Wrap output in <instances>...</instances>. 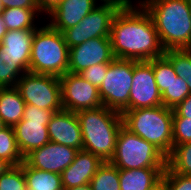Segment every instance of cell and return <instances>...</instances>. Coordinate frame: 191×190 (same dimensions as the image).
Instances as JSON below:
<instances>
[{"instance_id": "cell-30", "label": "cell", "mask_w": 191, "mask_h": 190, "mask_svg": "<svg viewBox=\"0 0 191 190\" xmlns=\"http://www.w3.org/2000/svg\"><path fill=\"white\" fill-rule=\"evenodd\" d=\"M19 73H22L19 75ZM25 73L14 60L0 57V88L16 87L17 81ZM17 77V78H16Z\"/></svg>"}, {"instance_id": "cell-31", "label": "cell", "mask_w": 191, "mask_h": 190, "mask_svg": "<svg viewBox=\"0 0 191 190\" xmlns=\"http://www.w3.org/2000/svg\"><path fill=\"white\" fill-rule=\"evenodd\" d=\"M161 190H191V176L170 171L163 172Z\"/></svg>"}, {"instance_id": "cell-7", "label": "cell", "mask_w": 191, "mask_h": 190, "mask_svg": "<svg viewBox=\"0 0 191 190\" xmlns=\"http://www.w3.org/2000/svg\"><path fill=\"white\" fill-rule=\"evenodd\" d=\"M134 73V60L114 58L99 87L102 105L123 113L129 110V97Z\"/></svg>"}, {"instance_id": "cell-24", "label": "cell", "mask_w": 191, "mask_h": 190, "mask_svg": "<svg viewBox=\"0 0 191 190\" xmlns=\"http://www.w3.org/2000/svg\"><path fill=\"white\" fill-rule=\"evenodd\" d=\"M90 185L92 190H120L119 169L109 161L103 162Z\"/></svg>"}, {"instance_id": "cell-26", "label": "cell", "mask_w": 191, "mask_h": 190, "mask_svg": "<svg viewBox=\"0 0 191 190\" xmlns=\"http://www.w3.org/2000/svg\"><path fill=\"white\" fill-rule=\"evenodd\" d=\"M164 56L171 62L175 73L185 79L191 94V49H170Z\"/></svg>"}, {"instance_id": "cell-29", "label": "cell", "mask_w": 191, "mask_h": 190, "mask_svg": "<svg viewBox=\"0 0 191 190\" xmlns=\"http://www.w3.org/2000/svg\"><path fill=\"white\" fill-rule=\"evenodd\" d=\"M0 190H27L23 167L11 166L0 175Z\"/></svg>"}, {"instance_id": "cell-33", "label": "cell", "mask_w": 191, "mask_h": 190, "mask_svg": "<svg viewBox=\"0 0 191 190\" xmlns=\"http://www.w3.org/2000/svg\"><path fill=\"white\" fill-rule=\"evenodd\" d=\"M110 63H101L97 65L90 66L87 69H84L79 74L87 80L92 85L96 86L98 89L101 86L104 77H106V73L108 70V65Z\"/></svg>"}, {"instance_id": "cell-18", "label": "cell", "mask_w": 191, "mask_h": 190, "mask_svg": "<svg viewBox=\"0 0 191 190\" xmlns=\"http://www.w3.org/2000/svg\"><path fill=\"white\" fill-rule=\"evenodd\" d=\"M96 0H61L51 12L52 21L49 25L61 33L80 23L83 18L96 7Z\"/></svg>"}, {"instance_id": "cell-14", "label": "cell", "mask_w": 191, "mask_h": 190, "mask_svg": "<svg viewBox=\"0 0 191 190\" xmlns=\"http://www.w3.org/2000/svg\"><path fill=\"white\" fill-rule=\"evenodd\" d=\"M78 151L70 146L48 142L27 154L24 162L38 170L61 174L73 162Z\"/></svg>"}, {"instance_id": "cell-3", "label": "cell", "mask_w": 191, "mask_h": 190, "mask_svg": "<svg viewBox=\"0 0 191 190\" xmlns=\"http://www.w3.org/2000/svg\"><path fill=\"white\" fill-rule=\"evenodd\" d=\"M76 115L82 132V149L104 162L110 161L115 152L118 132L123 126L122 114L102 105L81 110Z\"/></svg>"}, {"instance_id": "cell-19", "label": "cell", "mask_w": 191, "mask_h": 190, "mask_svg": "<svg viewBox=\"0 0 191 190\" xmlns=\"http://www.w3.org/2000/svg\"><path fill=\"white\" fill-rule=\"evenodd\" d=\"M165 168L119 170L120 190H161Z\"/></svg>"}, {"instance_id": "cell-27", "label": "cell", "mask_w": 191, "mask_h": 190, "mask_svg": "<svg viewBox=\"0 0 191 190\" xmlns=\"http://www.w3.org/2000/svg\"><path fill=\"white\" fill-rule=\"evenodd\" d=\"M190 95V90L185 79L177 74H172V80L168 88L161 94L162 103L167 108H175Z\"/></svg>"}, {"instance_id": "cell-37", "label": "cell", "mask_w": 191, "mask_h": 190, "mask_svg": "<svg viewBox=\"0 0 191 190\" xmlns=\"http://www.w3.org/2000/svg\"><path fill=\"white\" fill-rule=\"evenodd\" d=\"M6 33H7L6 24L0 15V43L2 41V38L6 35Z\"/></svg>"}, {"instance_id": "cell-21", "label": "cell", "mask_w": 191, "mask_h": 190, "mask_svg": "<svg viewBox=\"0 0 191 190\" xmlns=\"http://www.w3.org/2000/svg\"><path fill=\"white\" fill-rule=\"evenodd\" d=\"M23 167L27 190H63L61 175L47 172L28 166L25 162Z\"/></svg>"}, {"instance_id": "cell-34", "label": "cell", "mask_w": 191, "mask_h": 190, "mask_svg": "<svg viewBox=\"0 0 191 190\" xmlns=\"http://www.w3.org/2000/svg\"><path fill=\"white\" fill-rule=\"evenodd\" d=\"M173 117L191 118V94L173 108Z\"/></svg>"}, {"instance_id": "cell-23", "label": "cell", "mask_w": 191, "mask_h": 190, "mask_svg": "<svg viewBox=\"0 0 191 190\" xmlns=\"http://www.w3.org/2000/svg\"><path fill=\"white\" fill-rule=\"evenodd\" d=\"M0 159L7 161L11 166H18L24 162L13 127L5 126L0 130Z\"/></svg>"}, {"instance_id": "cell-25", "label": "cell", "mask_w": 191, "mask_h": 190, "mask_svg": "<svg viewBox=\"0 0 191 190\" xmlns=\"http://www.w3.org/2000/svg\"><path fill=\"white\" fill-rule=\"evenodd\" d=\"M167 168L172 172L191 176V142L173 146L167 157Z\"/></svg>"}, {"instance_id": "cell-20", "label": "cell", "mask_w": 191, "mask_h": 190, "mask_svg": "<svg viewBox=\"0 0 191 190\" xmlns=\"http://www.w3.org/2000/svg\"><path fill=\"white\" fill-rule=\"evenodd\" d=\"M25 105L16 87L0 88V118L5 126L14 127L23 119Z\"/></svg>"}, {"instance_id": "cell-11", "label": "cell", "mask_w": 191, "mask_h": 190, "mask_svg": "<svg viewBox=\"0 0 191 190\" xmlns=\"http://www.w3.org/2000/svg\"><path fill=\"white\" fill-rule=\"evenodd\" d=\"M60 82L63 110L77 113L102 106L99 89L80 74L66 72Z\"/></svg>"}, {"instance_id": "cell-39", "label": "cell", "mask_w": 191, "mask_h": 190, "mask_svg": "<svg viewBox=\"0 0 191 190\" xmlns=\"http://www.w3.org/2000/svg\"><path fill=\"white\" fill-rule=\"evenodd\" d=\"M63 190H92V187L90 183L82 185V186H77V187H71L68 189H63Z\"/></svg>"}, {"instance_id": "cell-28", "label": "cell", "mask_w": 191, "mask_h": 190, "mask_svg": "<svg viewBox=\"0 0 191 190\" xmlns=\"http://www.w3.org/2000/svg\"><path fill=\"white\" fill-rule=\"evenodd\" d=\"M153 66L154 77L160 93L162 94L176 74L171 62L163 55L148 61Z\"/></svg>"}, {"instance_id": "cell-1", "label": "cell", "mask_w": 191, "mask_h": 190, "mask_svg": "<svg viewBox=\"0 0 191 190\" xmlns=\"http://www.w3.org/2000/svg\"><path fill=\"white\" fill-rule=\"evenodd\" d=\"M129 0L115 14L110 30L112 52L115 58L149 61L164 55L158 32L149 12L132 7Z\"/></svg>"}, {"instance_id": "cell-38", "label": "cell", "mask_w": 191, "mask_h": 190, "mask_svg": "<svg viewBox=\"0 0 191 190\" xmlns=\"http://www.w3.org/2000/svg\"><path fill=\"white\" fill-rule=\"evenodd\" d=\"M10 167L11 165L7 161L0 159V175L6 172Z\"/></svg>"}, {"instance_id": "cell-22", "label": "cell", "mask_w": 191, "mask_h": 190, "mask_svg": "<svg viewBox=\"0 0 191 190\" xmlns=\"http://www.w3.org/2000/svg\"><path fill=\"white\" fill-rule=\"evenodd\" d=\"M38 11V8H4L1 17L6 24L7 31L37 29L32 21Z\"/></svg>"}, {"instance_id": "cell-4", "label": "cell", "mask_w": 191, "mask_h": 190, "mask_svg": "<svg viewBox=\"0 0 191 190\" xmlns=\"http://www.w3.org/2000/svg\"><path fill=\"white\" fill-rule=\"evenodd\" d=\"M123 126L157 147L166 157L173 149V109L164 105L126 110Z\"/></svg>"}, {"instance_id": "cell-40", "label": "cell", "mask_w": 191, "mask_h": 190, "mask_svg": "<svg viewBox=\"0 0 191 190\" xmlns=\"http://www.w3.org/2000/svg\"><path fill=\"white\" fill-rule=\"evenodd\" d=\"M104 2H128L129 0H101Z\"/></svg>"}, {"instance_id": "cell-8", "label": "cell", "mask_w": 191, "mask_h": 190, "mask_svg": "<svg viewBox=\"0 0 191 190\" xmlns=\"http://www.w3.org/2000/svg\"><path fill=\"white\" fill-rule=\"evenodd\" d=\"M16 88L26 104L55 113L63 110L59 77L26 72L17 81Z\"/></svg>"}, {"instance_id": "cell-5", "label": "cell", "mask_w": 191, "mask_h": 190, "mask_svg": "<svg viewBox=\"0 0 191 190\" xmlns=\"http://www.w3.org/2000/svg\"><path fill=\"white\" fill-rule=\"evenodd\" d=\"M69 68V47L63 34L49 24L35 29L32 40L29 72L63 76Z\"/></svg>"}, {"instance_id": "cell-16", "label": "cell", "mask_w": 191, "mask_h": 190, "mask_svg": "<svg viewBox=\"0 0 191 190\" xmlns=\"http://www.w3.org/2000/svg\"><path fill=\"white\" fill-rule=\"evenodd\" d=\"M35 29L7 31L0 43V57L14 60L25 73L29 72L32 40Z\"/></svg>"}, {"instance_id": "cell-41", "label": "cell", "mask_w": 191, "mask_h": 190, "mask_svg": "<svg viewBox=\"0 0 191 190\" xmlns=\"http://www.w3.org/2000/svg\"><path fill=\"white\" fill-rule=\"evenodd\" d=\"M3 10H4V6H3V4H2V2H1V0H0V15H1V13L3 12Z\"/></svg>"}, {"instance_id": "cell-13", "label": "cell", "mask_w": 191, "mask_h": 190, "mask_svg": "<svg viewBox=\"0 0 191 190\" xmlns=\"http://www.w3.org/2000/svg\"><path fill=\"white\" fill-rule=\"evenodd\" d=\"M114 58L110 37L92 38L69 48L68 72L79 74L90 66L110 63Z\"/></svg>"}, {"instance_id": "cell-2", "label": "cell", "mask_w": 191, "mask_h": 190, "mask_svg": "<svg viewBox=\"0 0 191 190\" xmlns=\"http://www.w3.org/2000/svg\"><path fill=\"white\" fill-rule=\"evenodd\" d=\"M140 4L152 17L165 51L191 49L189 0H145Z\"/></svg>"}, {"instance_id": "cell-12", "label": "cell", "mask_w": 191, "mask_h": 190, "mask_svg": "<svg viewBox=\"0 0 191 190\" xmlns=\"http://www.w3.org/2000/svg\"><path fill=\"white\" fill-rule=\"evenodd\" d=\"M161 105L162 96L155 81L153 66L148 61L134 60L129 110Z\"/></svg>"}, {"instance_id": "cell-6", "label": "cell", "mask_w": 191, "mask_h": 190, "mask_svg": "<svg viewBox=\"0 0 191 190\" xmlns=\"http://www.w3.org/2000/svg\"><path fill=\"white\" fill-rule=\"evenodd\" d=\"M109 162L119 170L167 167V157L157 147L124 126L118 132L115 152Z\"/></svg>"}, {"instance_id": "cell-10", "label": "cell", "mask_w": 191, "mask_h": 190, "mask_svg": "<svg viewBox=\"0 0 191 190\" xmlns=\"http://www.w3.org/2000/svg\"><path fill=\"white\" fill-rule=\"evenodd\" d=\"M54 113L31 104L25 105L23 119L13 127L23 157L50 142L47 125Z\"/></svg>"}, {"instance_id": "cell-36", "label": "cell", "mask_w": 191, "mask_h": 190, "mask_svg": "<svg viewBox=\"0 0 191 190\" xmlns=\"http://www.w3.org/2000/svg\"><path fill=\"white\" fill-rule=\"evenodd\" d=\"M36 5L39 9V13L41 11H47L46 13L50 14L54 11V9L58 6L61 0H35Z\"/></svg>"}, {"instance_id": "cell-35", "label": "cell", "mask_w": 191, "mask_h": 190, "mask_svg": "<svg viewBox=\"0 0 191 190\" xmlns=\"http://www.w3.org/2000/svg\"><path fill=\"white\" fill-rule=\"evenodd\" d=\"M4 8H38L35 0H1Z\"/></svg>"}, {"instance_id": "cell-17", "label": "cell", "mask_w": 191, "mask_h": 190, "mask_svg": "<svg viewBox=\"0 0 191 190\" xmlns=\"http://www.w3.org/2000/svg\"><path fill=\"white\" fill-rule=\"evenodd\" d=\"M103 160L85 150H79L75 159L60 175L64 189L90 183L92 177L103 164Z\"/></svg>"}, {"instance_id": "cell-32", "label": "cell", "mask_w": 191, "mask_h": 190, "mask_svg": "<svg viewBox=\"0 0 191 190\" xmlns=\"http://www.w3.org/2000/svg\"><path fill=\"white\" fill-rule=\"evenodd\" d=\"M191 142V118L173 117V146Z\"/></svg>"}, {"instance_id": "cell-42", "label": "cell", "mask_w": 191, "mask_h": 190, "mask_svg": "<svg viewBox=\"0 0 191 190\" xmlns=\"http://www.w3.org/2000/svg\"><path fill=\"white\" fill-rule=\"evenodd\" d=\"M4 127H5V125H4L3 121H2V119L0 118V130H1L2 128H4Z\"/></svg>"}, {"instance_id": "cell-9", "label": "cell", "mask_w": 191, "mask_h": 190, "mask_svg": "<svg viewBox=\"0 0 191 190\" xmlns=\"http://www.w3.org/2000/svg\"><path fill=\"white\" fill-rule=\"evenodd\" d=\"M126 3L104 2L96 6L80 23L62 32L65 43L72 48L92 38L110 37L112 20L120 7Z\"/></svg>"}, {"instance_id": "cell-43", "label": "cell", "mask_w": 191, "mask_h": 190, "mask_svg": "<svg viewBox=\"0 0 191 190\" xmlns=\"http://www.w3.org/2000/svg\"><path fill=\"white\" fill-rule=\"evenodd\" d=\"M189 4H190V16H191V0H189Z\"/></svg>"}, {"instance_id": "cell-15", "label": "cell", "mask_w": 191, "mask_h": 190, "mask_svg": "<svg viewBox=\"0 0 191 190\" xmlns=\"http://www.w3.org/2000/svg\"><path fill=\"white\" fill-rule=\"evenodd\" d=\"M47 128L50 142L82 150V132L76 113L67 110L54 113Z\"/></svg>"}]
</instances>
